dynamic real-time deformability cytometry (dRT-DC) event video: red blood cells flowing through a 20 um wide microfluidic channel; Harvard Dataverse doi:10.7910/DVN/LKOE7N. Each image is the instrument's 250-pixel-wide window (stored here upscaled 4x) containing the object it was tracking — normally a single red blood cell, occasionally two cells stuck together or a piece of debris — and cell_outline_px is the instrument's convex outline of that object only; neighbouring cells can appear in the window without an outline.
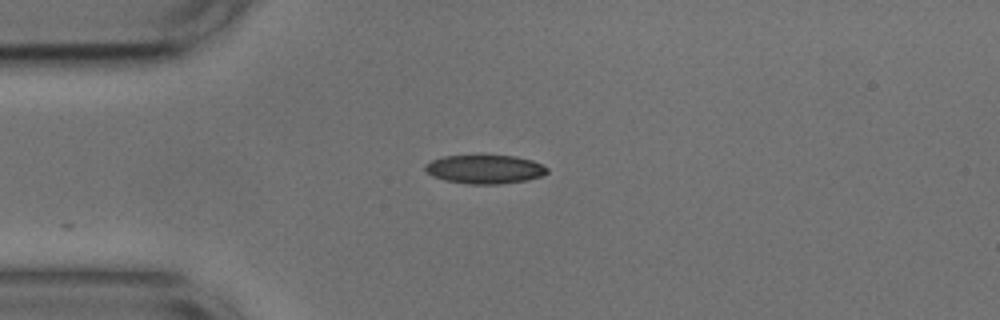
{"species": "common noctule bat (a hibernating species)", "species_latin": "Nyctalus noctula", "temperature_condition": "cold", "stored_images_in_passage": 7, "camera_frame_rate_fps": 3000, "um_per_image_px": 0.085, "animal": {"sex": "male", "body_mass_g": 17.9, "forearm_length_mm": 54.2}, "frame": {"image": 1, "passage_image": 1, "time_ms": 0.0, "image_size_px": [1000, 320], "cell_outline_px": [[548, 172], [540, 176], [528, 180], [500, 184], [468, 184], [444, 180], [432, 176], [424, 168], [424, 164], [432, 160], [444, 156], [480, 152], [516, 156], [532, 160], [548, 168]], "centroid_in_image_um": [41.18, 14.33], "position_along_channel_um": 43.8, "area_um2": 21.39}}